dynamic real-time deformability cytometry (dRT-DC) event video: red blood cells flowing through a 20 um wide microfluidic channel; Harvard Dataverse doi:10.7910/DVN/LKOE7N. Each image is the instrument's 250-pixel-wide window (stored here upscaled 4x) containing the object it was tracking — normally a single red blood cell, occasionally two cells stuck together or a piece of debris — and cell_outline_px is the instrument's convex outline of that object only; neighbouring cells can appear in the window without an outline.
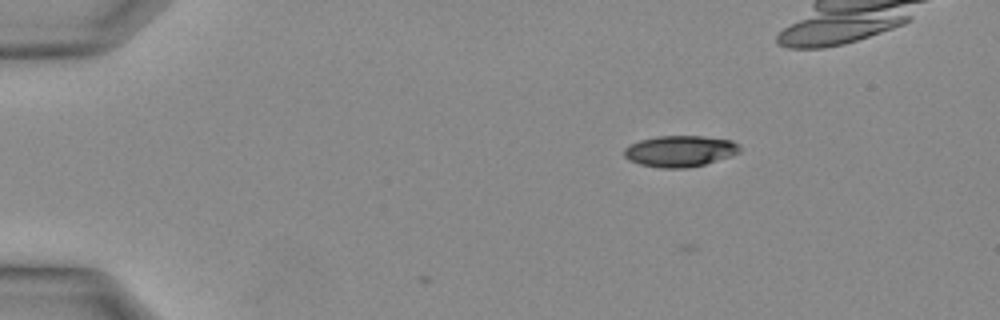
{"species": "Egyptian fruit bat (a non-hibernating species)", "species_latin": "Rousettus aegyptiacus", "temperature_condition": "warm", "stored_images_in_passage": 3, "camera_frame_rate_fps": 3000, "um_per_image_px": 0.085, "animal": {"sex": "female"}, "frame": {"image": 1, "passage_image": 3, "time_ms": 0.667, "image_size_px": [1000, 320], "cell_outline_px": [[740, 152], [704, 164], [684, 168], [660, 168], [640, 164], [628, 160], [624, 156], [624, 148], [628, 144], [640, 140], [656, 136], [704, 136], [732, 140], [740, 148]], "centroid_in_image_um": [57.74, 12.84], "position_along_channel_um": 27.3, "area_um2": 20.92}}